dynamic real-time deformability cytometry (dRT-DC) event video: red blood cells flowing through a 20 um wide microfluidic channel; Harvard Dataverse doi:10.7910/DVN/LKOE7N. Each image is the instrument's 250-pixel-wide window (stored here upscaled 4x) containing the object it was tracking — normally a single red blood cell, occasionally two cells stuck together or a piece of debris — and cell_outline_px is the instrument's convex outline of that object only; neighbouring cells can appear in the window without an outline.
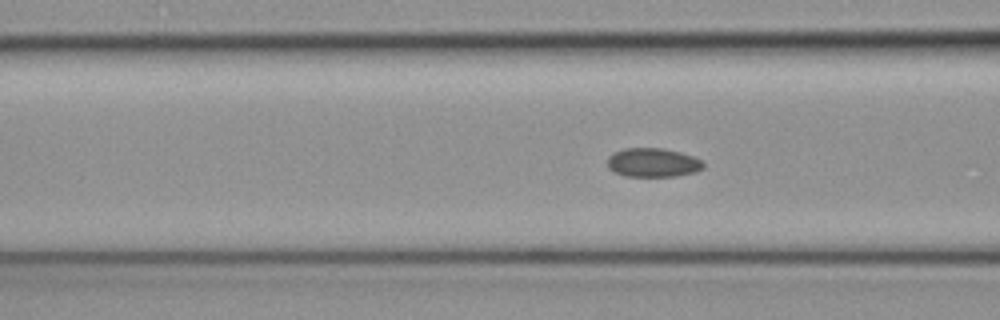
{"species": "common noctule bat (a hibernating species)", "species_latin": "Nyctalus noctula", "temperature_condition": "cold", "stored_images_in_passage": 5, "camera_frame_rate_fps": 3000, "um_per_image_px": 0.085, "animal": {"sex": "female", "body_mass_g": 19.3, "forearm_length_mm": 54.1}, "frame": {"image": 1, "passage_image": 5, "time_ms": 1.333, "image_size_px": [1000, 320], "cell_outline_px": [[704, 168], [696, 172], [676, 176], [624, 176], [612, 172], [608, 168], [608, 156], [624, 148], [664, 148], [680, 152], [692, 156], [700, 160], [704, 164]], "centroid_in_image_um": [55.48, 13.82], "position_along_channel_um": 111.1, "area_um2": 16.24}}